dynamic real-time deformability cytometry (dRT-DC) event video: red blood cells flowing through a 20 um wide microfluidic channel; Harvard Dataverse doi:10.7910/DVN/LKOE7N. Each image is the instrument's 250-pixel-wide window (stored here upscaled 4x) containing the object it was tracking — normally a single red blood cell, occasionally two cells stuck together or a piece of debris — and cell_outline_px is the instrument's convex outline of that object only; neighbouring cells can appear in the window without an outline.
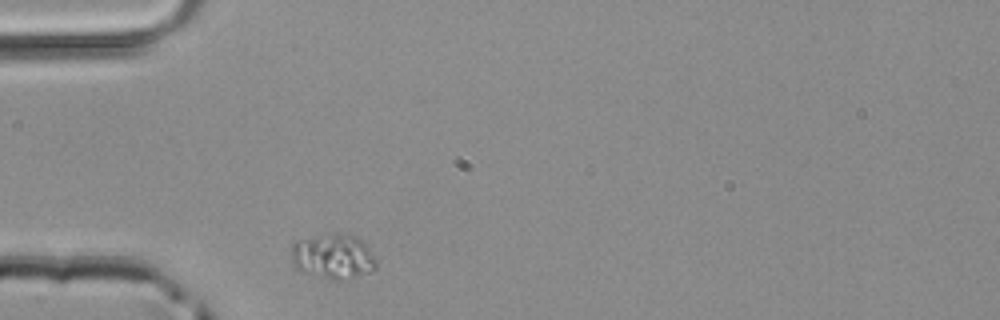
{"species": "common noctule bat (a hibernating species)", "species_latin": "Nyctalus noctula", "temperature_condition": "room temperature", "stored_images_in_passage": 29, "camera_frame_rate_fps": 3000, "um_per_image_px": 0.085, "animal": {"sex": "male", "body_mass_g": 20.4}, "frame": {"image": 1, "passage_image": 1, "time_ms": 0.0, "image_size_px": [1000, 320], "cell_outline_px": [[376, 268], [372, 272], [340, 280], [328, 280], [300, 272], [296, 268], [292, 260], [292, 244], [296, 240], [316, 236], [356, 236], [364, 240], [368, 244], [376, 264]], "centroid_in_image_um": [28.31, 21.84], "position_along_channel_um": 56.7, "area_um2": 22.14}}
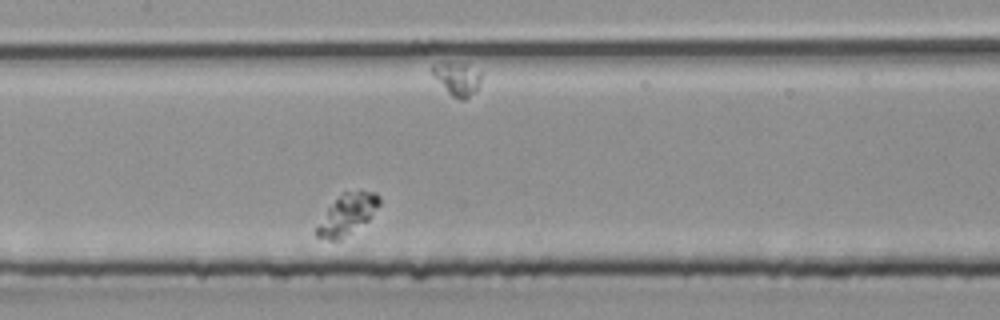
{"frame": {"image": 2, "passage_image": 11, "time_ms": 3.333, "image_size_px": [1000, 320], "cell_outline_px": [[380, 204], [368, 220], [340, 240], [328, 240], [316, 236], [316, 228], [328, 208], [344, 192], [360, 188], [376, 192], [380, 196]], "centroid_in_image_um": [29.56, 18.18], "position_along_channel_um": 177.8, "area_um2": 14.8}}
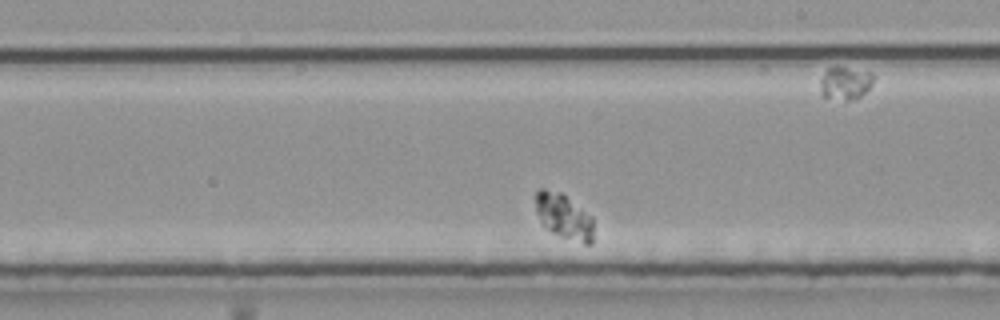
{"frame": {"image": 3, "passage_image": 16, "time_ms": 5.0, "image_size_px": [1000, 320], "cell_outline_px": [[592, 244], [584, 244], [560, 236], [552, 232], [540, 224], [536, 212], [536, 192], [540, 188], [544, 188], [560, 192], [592, 216]], "centroid_in_image_um": [47.89, 18.4], "position_along_channel_um": 241.1, "area_um2": 15.26}}